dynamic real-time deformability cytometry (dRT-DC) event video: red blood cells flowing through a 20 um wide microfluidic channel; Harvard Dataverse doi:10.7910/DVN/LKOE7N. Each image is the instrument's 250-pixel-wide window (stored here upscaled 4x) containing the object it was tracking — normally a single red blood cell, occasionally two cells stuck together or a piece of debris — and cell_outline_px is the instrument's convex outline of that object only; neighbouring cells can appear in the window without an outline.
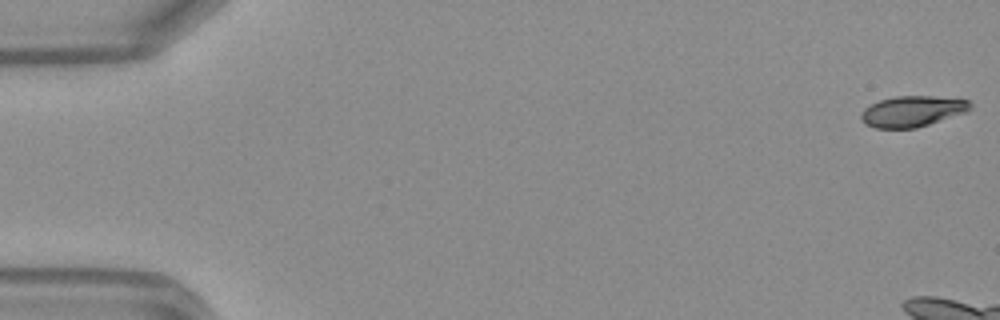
{"species": "Egyptian fruit bat (a non-hibernating species)", "species_latin": "Rousettus aegyptiacus", "temperature_condition": "warm", "stored_images_in_passage": 10, "camera_frame_rate_fps": 3000, "um_per_image_px": 0.085, "frame": {"image": 1, "passage_image": 1, "time_ms": 0.0, "image_size_px": [1000, 320], "cell_outline_px": [[972, 108], [968, 112], [916, 128], [876, 128], [864, 124], [860, 120], [860, 112], [864, 108], [880, 100], [896, 96], [932, 96], [968, 100], [972, 104]], "centroid_in_image_um": [77.54, 9.46], "position_along_channel_um": 7.5, "area_um2": 19.77}}